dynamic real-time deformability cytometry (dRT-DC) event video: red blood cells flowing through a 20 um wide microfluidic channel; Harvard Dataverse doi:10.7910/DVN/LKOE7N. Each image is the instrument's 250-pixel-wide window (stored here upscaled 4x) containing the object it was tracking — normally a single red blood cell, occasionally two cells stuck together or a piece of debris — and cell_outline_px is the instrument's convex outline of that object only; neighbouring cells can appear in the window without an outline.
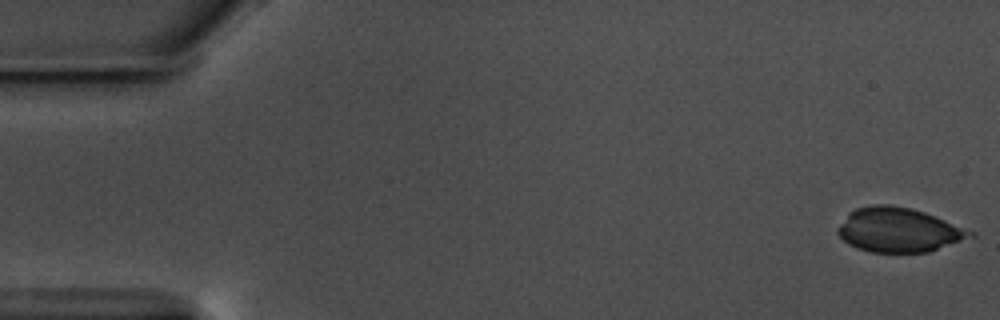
{"species": "common noctule bat (a hibernating species)", "species_latin": "Nyctalus noctula", "temperature_condition": "warm", "stored_images_in_passage": 10, "camera_frame_rate_fps": 3000, "um_per_image_px": 0.085, "animal": {"sex": "male", "body_mass_g": 17.5, "forearm_length_mm": 52.3}, "frame": {"image": 1, "passage_image": 1, "time_ms": 0.0, "image_size_px": [1000, 320], "cell_outline_px": [[976, 236], [928, 252], [872, 252], [856, 248], [848, 244], [836, 232], [836, 228], [848, 212], [856, 208], [872, 204], [892, 204], [912, 208], [924, 212], [976, 232]], "centroid_in_image_um": [76.37, 19.53], "position_along_channel_um": 8.6, "area_um2": 34.45}}